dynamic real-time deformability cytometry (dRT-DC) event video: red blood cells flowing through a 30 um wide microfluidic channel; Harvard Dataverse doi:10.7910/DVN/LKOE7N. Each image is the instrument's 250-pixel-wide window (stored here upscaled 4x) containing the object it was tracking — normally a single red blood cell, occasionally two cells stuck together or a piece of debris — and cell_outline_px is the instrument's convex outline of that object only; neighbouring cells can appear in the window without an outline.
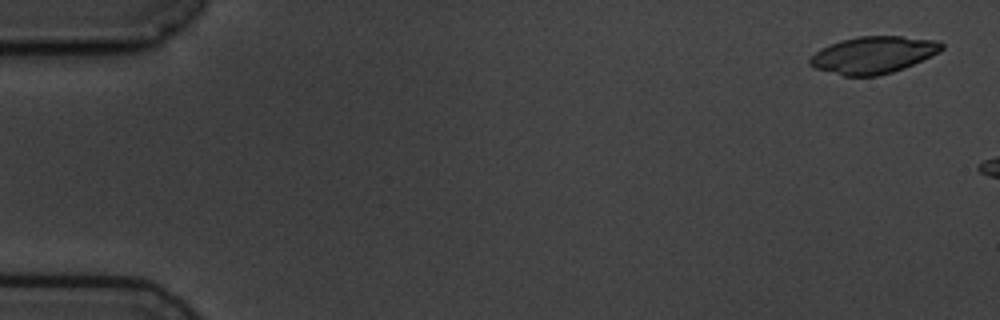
{"species": "common noctule bat (a hibernating species)", "species_latin": "Nyctalus noctula", "temperature_condition": "cold", "stored_images_in_passage": 3, "camera_frame_rate_fps": 3000, "um_per_image_px": 0.085, "animal": {"sex": "male", "body_mass_g": 19.5, "forearm_length_mm": 54.6}, "frame": {"image": 1, "passage_image": 1, "time_ms": 0.0, "image_size_px": [1000, 320], "cell_outline_px": [[944, 48], [940, 52], [904, 68], [892, 72], [876, 76], [844, 76], [812, 68], [808, 64], [808, 60], [820, 48], [840, 40], [860, 36], [900, 36], [940, 40], [944, 44]], "centroid_in_image_um": [74.23, 4.67], "position_along_channel_um": 10.8, "area_um2": 28.67}}